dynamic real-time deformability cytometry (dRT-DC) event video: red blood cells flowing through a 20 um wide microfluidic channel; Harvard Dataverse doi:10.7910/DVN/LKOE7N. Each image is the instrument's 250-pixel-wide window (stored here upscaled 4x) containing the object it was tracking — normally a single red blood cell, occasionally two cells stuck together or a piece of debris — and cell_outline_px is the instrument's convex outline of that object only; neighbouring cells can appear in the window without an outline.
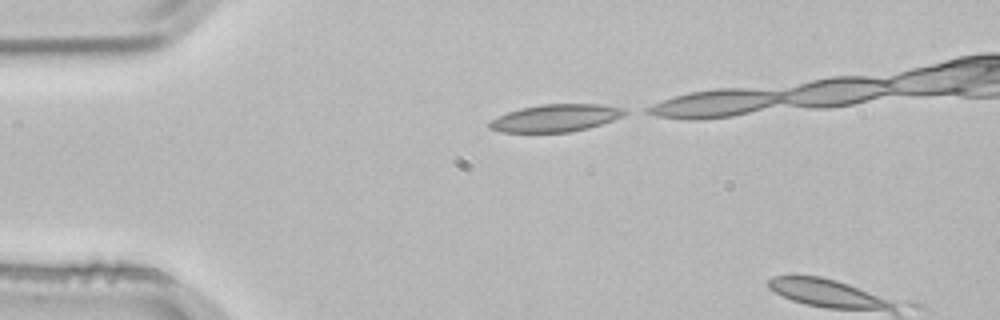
{"species": "common noctule bat (a hibernating species)", "species_latin": "Nyctalus noctula", "temperature_condition": "room temperature", "stored_images_in_passage": 2, "camera_frame_rate_fps": 3000, "um_per_image_px": 0.085, "animal": {"sex": "male", "body_mass_g": 21.5, "forearm_length_mm": 52.0}, "frame": {"image": 1, "passage_image": 1, "time_ms": 0.0, "image_size_px": [1000, 320], "cell_outline_px": [[632, 112], [624, 116], [588, 128], [572, 132], [500, 132], [488, 128], [488, 124], [492, 120], [508, 112], [520, 108], [544, 104], [600, 104], [628, 108]], "centroid_in_image_um": [47.31, 10.02], "position_along_channel_um": 37.7, "area_um2": 21.73}}